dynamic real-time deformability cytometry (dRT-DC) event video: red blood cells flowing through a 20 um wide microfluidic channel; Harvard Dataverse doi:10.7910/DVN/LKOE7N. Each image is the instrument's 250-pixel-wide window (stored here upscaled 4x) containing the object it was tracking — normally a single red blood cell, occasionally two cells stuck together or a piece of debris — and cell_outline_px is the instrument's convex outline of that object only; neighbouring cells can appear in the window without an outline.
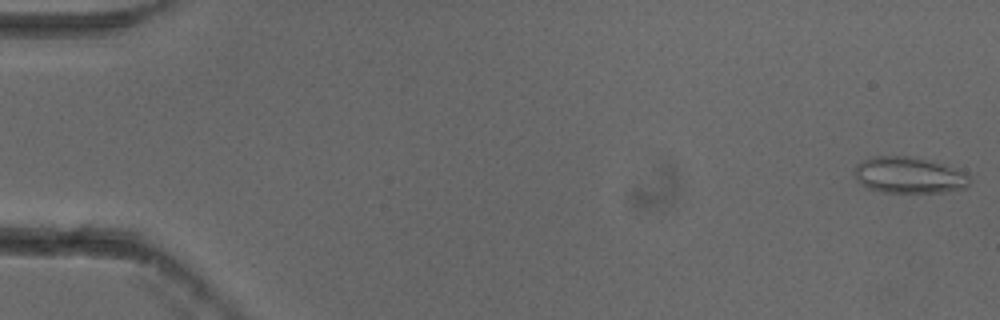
{"species": "common noctule bat (a hibernating species)", "species_latin": "Nyctalus noctula", "temperature_condition": "cold", "stored_images_in_passage": 11, "camera_frame_rate_fps": 3000, "um_per_image_px": 0.085, "animal": {"sex": "female"}, "frame": {"image": 1, "passage_image": 1, "time_ms": 0.0, "image_size_px": [1000, 320], "cell_outline_px": [[972, 180], [964, 188], [944, 192], [884, 192], [868, 188], [856, 180], [852, 172], [856, 164], [872, 156], [912, 156], [944, 164], [956, 168], [964, 172]], "centroid_in_image_um": [77.24, 14.88], "position_along_channel_um": 7.8, "area_um2": 24.51}}